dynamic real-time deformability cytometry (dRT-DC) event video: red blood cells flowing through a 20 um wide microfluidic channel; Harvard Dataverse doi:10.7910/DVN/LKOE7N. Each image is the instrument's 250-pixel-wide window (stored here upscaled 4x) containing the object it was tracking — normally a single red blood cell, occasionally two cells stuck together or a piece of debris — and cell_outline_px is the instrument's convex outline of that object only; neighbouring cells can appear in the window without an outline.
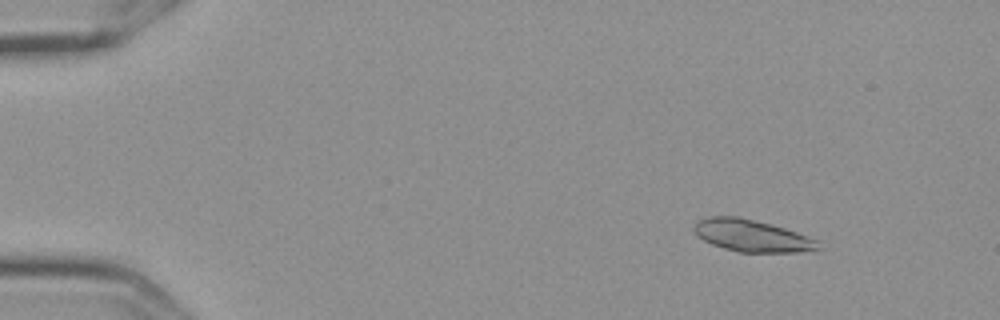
{"species": "Egyptian fruit bat (a non-hibernating species)", "species_latin": "Rousettus aegyptiacus", "temperature_condition": "cold", "stored_images_in_passage": 58, "camera_frame_rate_fps": 3000, "um_per_image_px": 0.085, "frame": {"image": 1, "passage_image": 8, "time_ms": 2.333, "image_size_px": [1000, 320], "cell_outline_px": [[820, 248], [796, 252], [740, 252], [724, 248], [712, 244], [704, 240], [692, 228], [700, 220], [708, 216], [740, 216], [772, 224], [820, 240]], "centroid_in_image_um": [63.93, 20.02], "position_along_channel_um": 21.1, "area_um2": 23.0}}
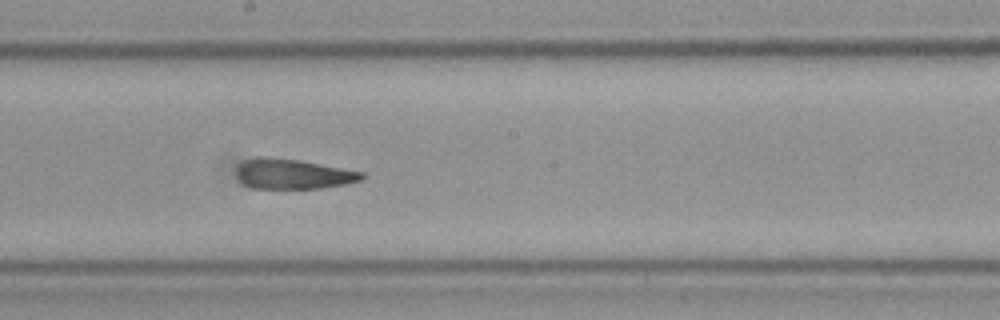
{"frame": {"image": 2, "passage_image": 33, "time_ms": 10.667, "image_size_px": [1000, 320], "cell_outline_px": [[364, 176], [360, 180], [344, 184], [320, 188], [252, 188], [244, 184], [236, 176], [236, 168], [244, 160], [256, 156], [264, 156], [300, 160], [364, 172]], "centroid_in_image_um": [24.85, 14.77], "position_along_channel_um": 223.3, "area_um2": 21.91}}
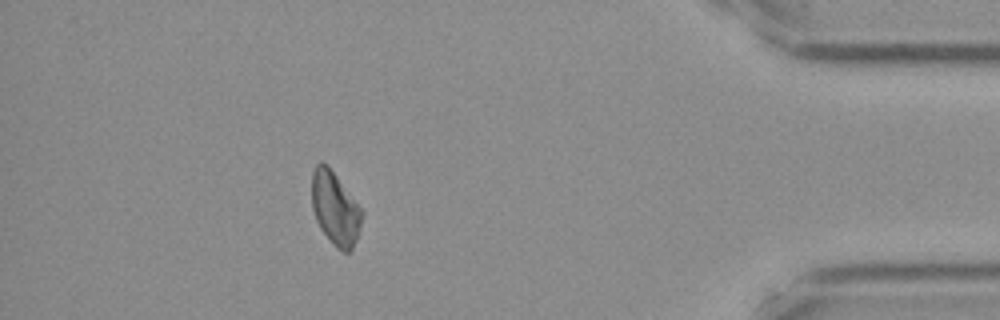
{"frame": {"image": 3, "passage_image": 52, "time_ms": 17.0, "image_size_px": [1000, 320], "cell_outline_px": [[360, 228], [356, 240], [352, 248], [348, 252], [344, 252], [336, 248], [332, 244], [320, 228], [316, 220], [312, 208], [312, 172], [316, 164], [320, 160], [328, 164], [360, 208]], "centroid_in_image_um": [28.44, 17.7], "position_along_channel_um": 406.8, "area_um2": 21.1}, "authors_computed_cell_mechanics": {"area_um2": 23.0044, "velocity_mm_per_s": 3.5984, "shape_relaxation_time_tau1_ms": 6.3804, "shape_relaxation_time_tau2_ms": 2.3165, "deformation_change_tau1": 0.1712, "deformation_change_tau2": 0.108}}